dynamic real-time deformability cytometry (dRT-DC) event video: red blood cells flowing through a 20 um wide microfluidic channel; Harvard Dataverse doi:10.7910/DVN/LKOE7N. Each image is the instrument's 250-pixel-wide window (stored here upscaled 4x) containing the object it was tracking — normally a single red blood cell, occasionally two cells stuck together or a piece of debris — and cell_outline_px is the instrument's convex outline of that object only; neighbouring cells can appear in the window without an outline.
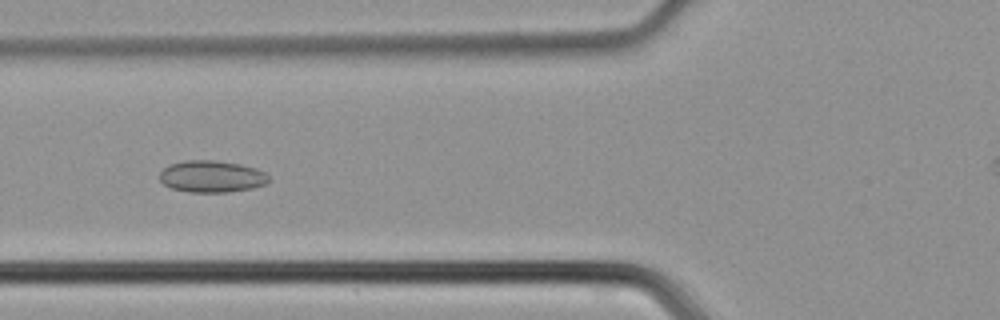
{"species": "common noctule bat (a hibernating species)", "species_latin": "Nyctalus noctula", "temperature_condition": "cold", "stored_images_in_passage": 46, "camera_frame_rate_fps": 3000, "um_per_image_px": 0.085, "animal": {"sex": "male", "body_mass_g": 21.5, "forearm_length_mm": 52.0}, "frame": {"image": 1, "passage_image": 16, "time_ms": 5.0, "image_size_px": [1000, 320], "cell_outline_px": [[268, 180], [264, 184], [252, 188], [228, 192], [188, 192], [172, 188], [164, 184], [160, 180], [160, 172], [164, 168], [172, 164], [184, 160], [216, 160], [240, 164], [256, 168], [264, 172], [268, 176]], "centroid_in_image_um": [17.98, 14.99], "position_along_channel_um": 107.8, "area_um2": 20.11}}
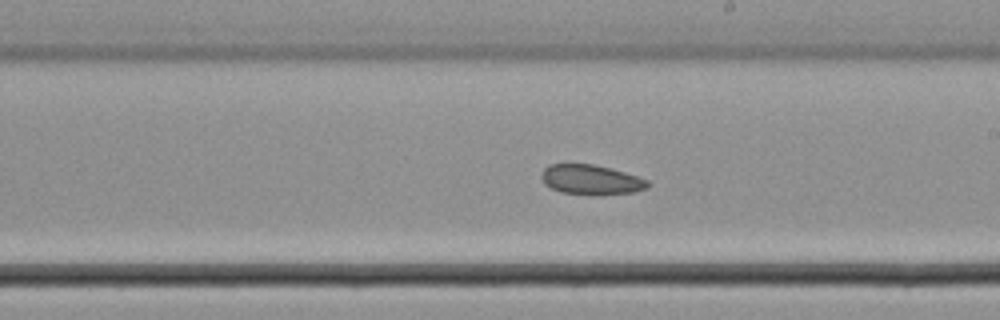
{"frame": {"image": 2, "passage_image": 25, "time_ms": 8.0, "image_size_px": [1000, 320], "cell_outline_px": [[652, 184], [648, 188], [636, 192], [600, 196], [592, 196], [560, 192], [544, 184], [540, 176], [544, 168], [548, 164], [592, 164], [624, 172], [648, 180]], "centroid_in_image_um": [50.25, 15.31], "position_along_channel_um": 238.7, "area_um2": 18.9}}
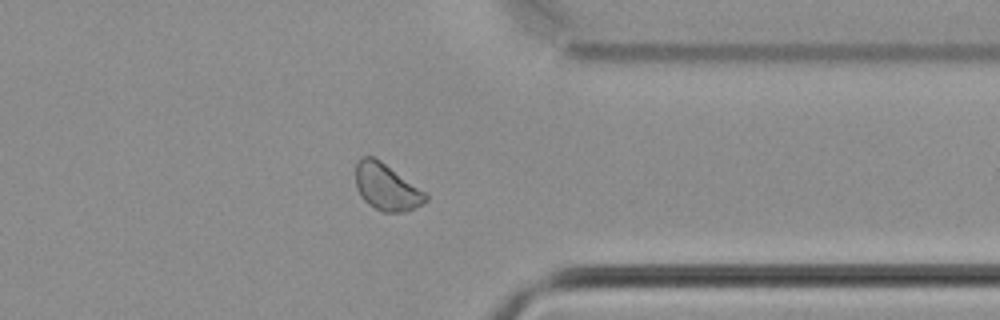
{"frame": {"image": 3, "passage_image": 35, "time_ms": 11.333, "image_size_px": [1000, 320], "cell_outline_px": [[428, 200], [424, 204], [404, 212], [384, 212], [368, 204], [360, 196], [356, 188], [356, 164], [360, 156], [372, 156], [380, 160], [428, 192]], "centroid_in_image_um": [32.89, 15.89], "position_along_channel_um": 378.5, "area_um2": 19.36}}